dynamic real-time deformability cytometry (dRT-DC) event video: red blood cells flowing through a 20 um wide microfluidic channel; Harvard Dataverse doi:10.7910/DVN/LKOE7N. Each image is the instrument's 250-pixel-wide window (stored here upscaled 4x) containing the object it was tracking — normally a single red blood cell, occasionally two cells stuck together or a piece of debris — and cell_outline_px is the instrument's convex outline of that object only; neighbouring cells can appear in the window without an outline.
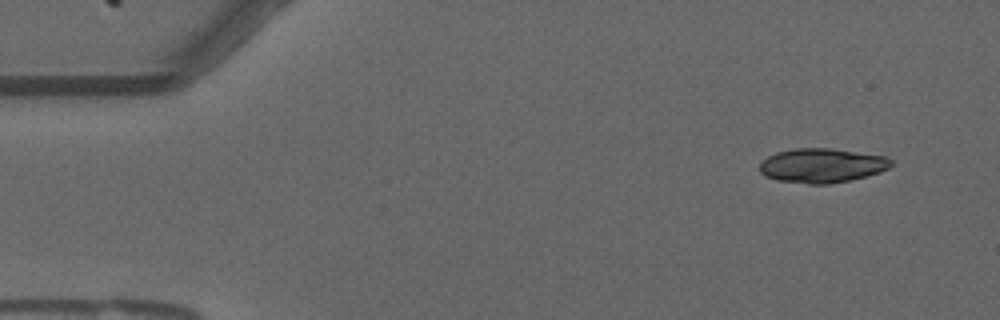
{"species": "common noctule bat (a hibernating species)", "species_latin": "Nyctalus noctula", "temperature_condition": "warm", "stored_images_in_passage": 8, "camera_frame_rate_fps": 3000, "um_per_image_px": 0.085, "animal": {"sex": "male", "forearm_length_mm": 52.5}, "frame": {"image": 1, "passage_image": 1, "time_ms": 0.0, "image_size_px": [1000, 320], "cell_outline_px": [[892, 164], [888, 168], [880, 172], [848, 180], [828, 184], [808, 184], [776, 180], [764, 176], [760, 172], [760, 164], [768, 156], [776, 152], [796, 148], [832, 148], [888, 156], [892, 160]], "centroid_in_image_um": [69.86, 14.06], "position_along_channel_um": 15.1, "area_um2": 26.36}}